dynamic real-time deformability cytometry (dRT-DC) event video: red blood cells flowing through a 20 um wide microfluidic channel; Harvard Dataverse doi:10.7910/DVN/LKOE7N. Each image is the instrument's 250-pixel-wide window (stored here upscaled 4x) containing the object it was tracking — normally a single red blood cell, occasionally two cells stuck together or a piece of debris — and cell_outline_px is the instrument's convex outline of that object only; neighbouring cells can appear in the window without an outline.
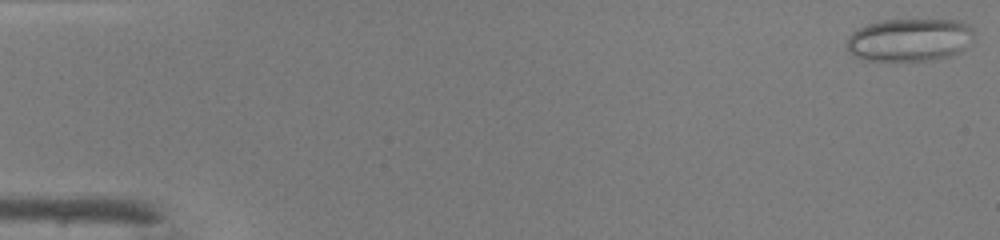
{"species": "common noctule bat (a hibernating species)", "species_latin": "Nyctalus noctula", "temperature_condition": "warm", "stored_images_in_passage": 47, "camera_frame_rate_fps": 3000, "um_per_image_px": 0.085, "animal": {"sex": "male", "body_mass_g": 19.0, "forearm_length_mm": 50.8}, "frame": {"image": 1, "passage_image": 1, "time_ms": 0.0, "image_size_px": [1000, 240], "cell_outline_px": [[972, 40], [960, 52], [948, 56], [932, 60], [864, 60], [852, 56], [848, 52], [848, 36], [852, 32], [868, 24], [880, 20], [956, 20], [968, 24], [972, 28]], "centroid_in_image_um": [77.29, 3.39], "position_along_channel_um": 7.7, "area_um2": 31.67}}
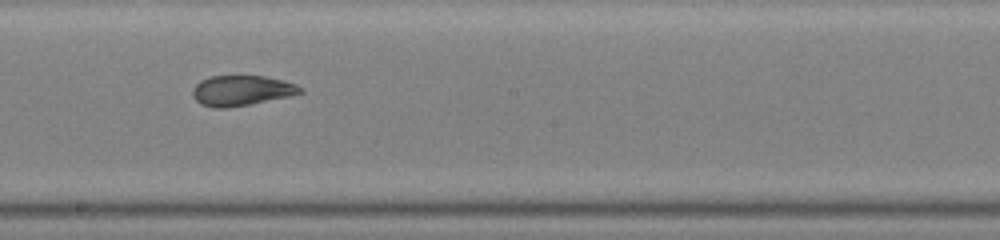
{"frame": {"image": 2, "passage_image": 27, "time_ms": 8.667, "image_size_px": [1000, 240], "cell_outline_px": [[304, 92], [288, 96], [228, 108], [212, 108], [200, 104], [192, 96], [192, 88], [200, 80], [212, 76], [264, 76], [284, 80], [296, 84]], "centroid_in_image_um": [20.48, 7.69], "position_along_channel_um": 227.7, "area_um2": 18.9}}
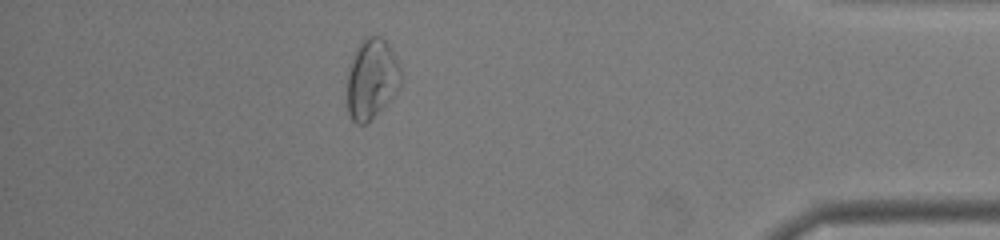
{"frame": {"image": 3, "passage_image": 42, "time_ms": 13.667, "image_size_px": [1000, 240], "cell_outline_px": [[404, 76], [400, 84], [384, 104], [364, 124], [356, 124], [352, 120], [348, 112], [348, 68], [356, 48], [364, 36], [380, 36], [388, 44]], "centroid_in_image_um": [31.57, 6.65], "position_along_channel_um": 403.6, "area_um2": 24.51}, "authors_computed_cell_mechanics": {"area_um2": 23.2356, "velocity_mm_per_s": 4.3049, "shape_relaxation_time_tau1_ms": null, "shape_relaxation_time_tau2_ms": 0.9773, "deformation_change_tau1": null, "deformation_change_tau2": 0.061}}